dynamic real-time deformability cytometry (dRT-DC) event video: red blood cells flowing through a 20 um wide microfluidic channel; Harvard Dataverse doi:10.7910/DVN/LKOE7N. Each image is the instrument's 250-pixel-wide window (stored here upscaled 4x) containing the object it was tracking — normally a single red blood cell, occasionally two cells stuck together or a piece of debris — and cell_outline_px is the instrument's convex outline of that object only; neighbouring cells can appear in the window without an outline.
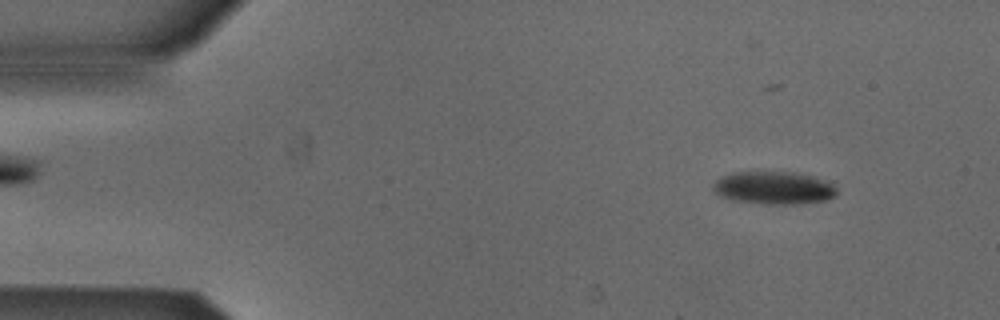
{"species": "Egyptian fruit bat (a non-hibernating species)", "species_latin": "Rousettus aegyptiacus", "temperature_condition": "cold", "stored_images_in_passage": 31, "camera_frame_rate_fps": 3000, "um_per_image_px": 0.085, "animal": {"sex": "male"}, "frame": {"image": 1, "passage_image": 5, "time_ms": 1.333, "image_size_px": [1000, 320], "cell_outline_px": [[836, 196], [824, 200], [796, 204], [760, 204], [732, 200], [720, 196], [712, 188], [712, 184], [720, 176], [732, 172], [792, 172], [812, 176], [828, 180], [836, 188]], "centroid_in_image_um": [65.74, 15.97], "position_along_channel_um": 19.3, "area_um2": 23.81}}
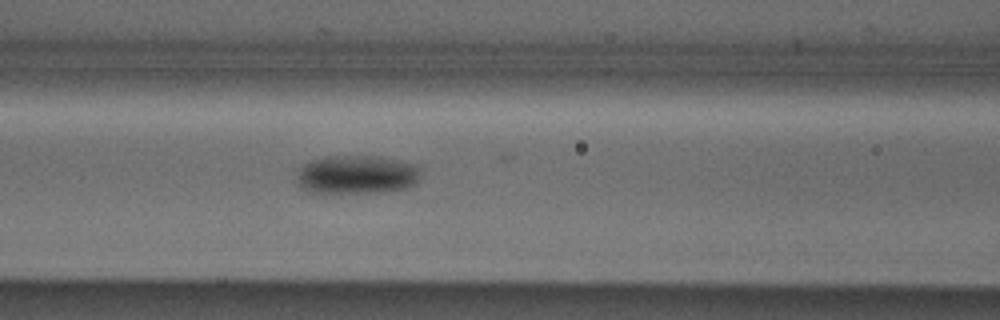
{"frame": {"image": 2, "passage_image": 21, "time_ms": 6.667, "image_size_px": [1000, 320], "cell_outline_px": [[420, 172], [416, 184], [408, 188], [376, 192], [308, 192], [300, 188], [296, 184], [300, 168], [304, 164], [312, 160], [324, 156], [380, 156], [420, 164]], "centroid_in_image_um": [30.35, 14.83], "position_along_channel_um": 136.2, "area_um2": 28.21}}
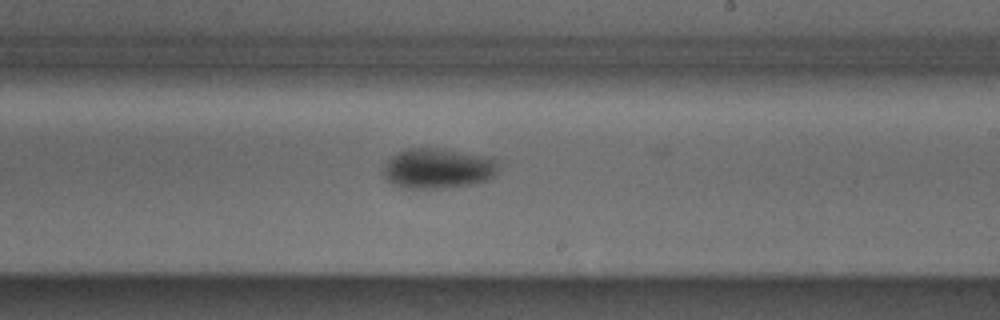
{"frame": {"image": 3, "passage_image": 30, "time_ms": 9.667, "image_size_px": [1000, 320], "cell_outline_px": [[500, 168], [488, 180], [472, 184], [432, 188], [400, 188], [392, 184], [384, 176], [384, 168], [388, 160], [392, 156], [408, 148], [436, 148], [492, 156], [500, 160]], "centroid_in_image_um": [37.29, 14.3], "position_along_channel_um": 251.7, "area_um2": 27.05}}